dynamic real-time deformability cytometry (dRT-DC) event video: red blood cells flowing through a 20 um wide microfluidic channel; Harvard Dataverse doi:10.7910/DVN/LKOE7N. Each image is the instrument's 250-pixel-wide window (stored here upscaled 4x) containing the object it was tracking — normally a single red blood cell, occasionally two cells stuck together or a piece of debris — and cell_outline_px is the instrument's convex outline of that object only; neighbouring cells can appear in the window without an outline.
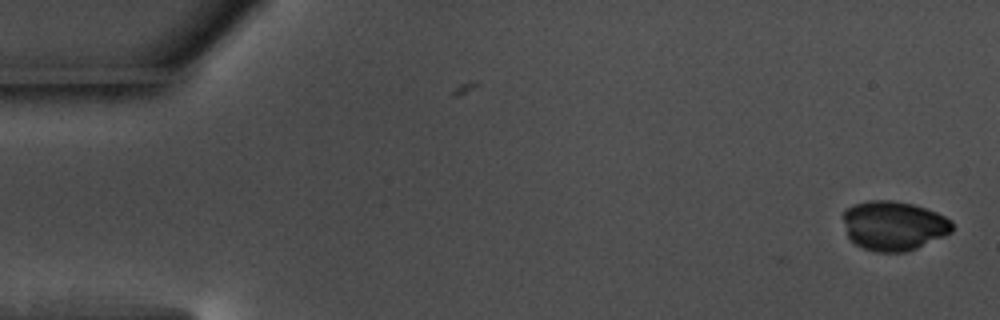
{"species": "common noctule bat (a hibernating species)", "species_latin": "Nyctalus noctula", "temperature_condition": "warm", "stored_images_in_passage": 55, "camera_frame_rate_fps": 3000, "um_per_image_px": 0.085, "animal": {"sex": "male", "body_mass_g": 17.5, "forearm_length_mm": 52.3}, "frame": {"image": 1, "passage_image": 1, "time_ms": 0.0, "image_size_px": [1000, 320], "cell_outline_px": [[952, 232], [944, 236], [916, 248], [904, 252], [876, 252], [864, 248], [856, 244], [848, 236], [844, 220], [844, 208], [852, 204], [868, 200], [892, 200], [912, 204], [936, 212], [952, 220]], "centroid_in_image_um": [75.95, 19.17], "position_along_channel_um": 9.0, "area_um2": 31.33}}
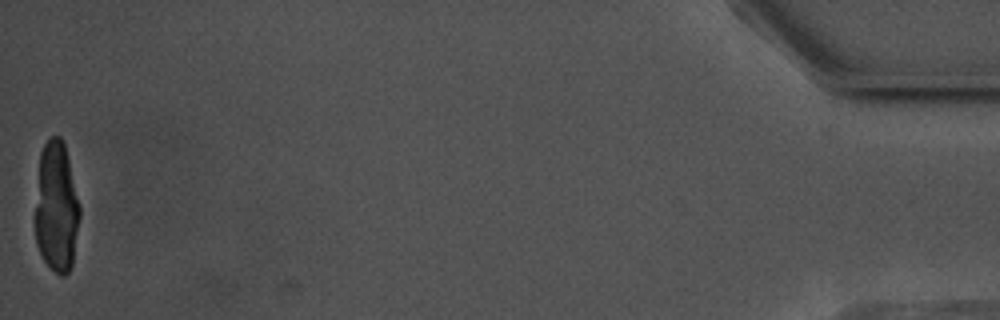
{"frame": {"image": 2, "passage_image": 55, "time_ms": 18.0, "image_size_px": [1000, 320], "cell_outline_px": [[80, 216], [72, 264], [68, 272], [64, 276], [60, 276], [44, 260], [36, 244], [32, 220], [40, 152], [44, 144], [52, 136], [60, 136], [64, 140], [80, 204]], "centroid_in_image_um": [4.76, 17.6], "position_along_channel_um": 430.4, "area_um2": 34.91}}